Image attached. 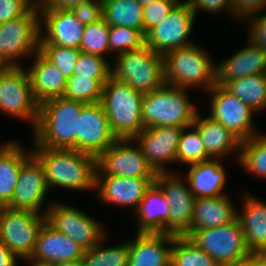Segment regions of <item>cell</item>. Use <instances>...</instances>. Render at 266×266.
Wrapping results in <instances>:
<instances>
[{"mask_svg": "<svg viewBox=\"0 0 266 266\" xmlns=\"http://www.w3.org/2000/svg\"><path fill=\"white\" fill-rule=\"evenodd\" d=\"M32 154L44 168L48 188L61 186L73 190L95 187L96 157L72 149L34 147Z\"/></svg>", "mask_w": 266, "mask_h": 266, "instance_id": "6da1fadb", "label": "cell"}, {"mask_svg": "<svg viewBox=\"0 0 266 266\" xmlns=\"http://www.w3.org/2000/svg\"><path fill=\"white\" fill-rule=\"evenodd\" d=\"M85 105L64 97L52 98L39 104L34 147L76 150L78 118Z\"/></svg>", "mask_w": 266, "mask_h": 266, "instance_id": "7a4b0ae2", "label": "cell"}, {"mask_svg": "<svg viewBox=\"0 0 266 266\" xmlns=\"http://www.w3.org/2000/svg\"><path fill=\"white\" fill-rule=\"evenodd\" d=\"M144 94L125 81L110 76L103 87L101 103L110 128L117 139H134L143 130L142 100Z\"/></svg>", "mask_w": 266, "mask_h": 266, "instance_id": "3957f363", "label": "cell"}, {"mask_svg": "<svg viewBox=\"0 0 266 266\" xmlns=\"http://www.w3.org/2000/svg\"><path fill=\"white\" fill-rule=\"evenodd\" d=\"M197 114L186 95L185 88L164 84L145 93L142 100V122L148 127H188Z\"/></svg>", "mask_w": 266, "mask_h": 266, "instance_id": "277c9868", "label": "cell"}, {"mask_svg": "<svg viewBox=\"0 0 266 266\" xmlns=\"http://www.w3.org/2000/svg\"><path fill=\"white\" fill-rule=\"evenodd\" d=\"M163 61L166 84L180 88L198 85L208 91L216 84V65L195 44L165 53Z\"/></svg>", "mask_w": 266, "mask_h": 266, "instance_id": "5b68a950", "label": "cell"}, {"mask_svg": "<svg viewBox=\"0 0 266 266\" xmlns=\"http://www.w3.org/2000/svg\"><path fill=\"white\" fill-rule=\"evenodd\" d=\"M114 65L112 75L143 94L165 84L163 55L146 44L117 55Z\"/></svg>", "mask_w": 266, "mask_h": 266, "instance_id": "8992f818", "label": "cell"}, {"mask_svg": "<svg viewBox=\"0 0 266 266\" xmlns=\"http://www.w3.org/2000/svg\"><path fill=\"white\" fill-rule=\"evenodd\" d=\"M39 9L36 2L20 17L0 23V60L6 67L20 66L19 58L39 51Z\"/></svg>", "mask_w": 266, "mask_h": 266, "instance_id": "52a82bcc", "label": "cell"}, {"mask_svg": "<svg viewBox=\"0 0 266 266\" xmlns=\"http://www.w3.org/2000/svg\"><path fill=\"white\" fill-rule=\"evenodd\" d=\"M188 238L219 266H237L252 254L238 218L226 225L194 230Z\"/></svg>", "mask_w": 266, "mask_h": 266, "instance_id": "ba28073f", "label": "cell"}, {"mask_svg": "<svg viewBox=\"0 0 266 266\" xmlns=\"http://www.w3.org/2000/svg\"><path fill=\"white\" fill-rule=\"evenodd\" d=\"M45 221L46 212L40 215L28 210L0 207V242L17 258L29 260Z\"/></svg>", "mask_w": 266, "mask_h": 266, "instance_id": "9c48e42d", "label": "cell"}, {"mask_svg": "<svg viewBox=\"0 0 266 266\" xmlns=\"http://www.w3.org/2000/svg\"><path fill=\"white\" fill-rule=\"evenodd\" d=\"M0 109L20 119H31L34 128L37 124L39 103L29 73L21 66H9L0 73Z\"/></svg>", "mask_w": 266, "mask_h": 266, "instance_id": "30bf717a", "label": "cell"}, {"mask_svg": "<svg viewBox=\"0 0 266 266\" xmlns=\"http://www.w3.org/2000/svg\"><path fill=\"white\" fill-rule=\"evenodd\" d=\"M195 18L187 0L178 2L161 23L145 34V44L162 55L192 45L188 38Z\"/></svg>", "mask_w": 266, "mask_h": 266, "instance_id": "8fae6325", "label": "cell"}, {"mask_svg": "<svg viewBox=\"0 0 266 266\" xmlns=\"http://www.w3.org/2000/svg\"><path fill=\"white\" fill-rule=\"evenodd\" d=\"M133 139H117L96 158V176L126 178H155L156 173L147 164L142 150L130 146ZM102 173V174H101Z\"/></svg>", "mask_w": 266, "mask_h": 266, "instance_id": "7c38bea8", "label": "cell"}, {"mask_svg": "<svg viewBox=\"0 0 266 266\" xmlns=\"http://www.w3.org/2000/svg\"><path fill=\"white\" fill-rule=\"evenodd\" d=\"M46 221L86 251L106 236V232L94 219L69 205L53 204L46 211Z\"/></svg>", "mask_w": 266, "mask_h": 266, "instance_id": "4fadbf2b", "label": "cell"}, {"mask_svg": "<svg viewBox=\"0 0 266 266\" xmlns=\"http://www.w3.org/2000/svg\"><path fill=\"white\" fill-rule=\"evenodd\" d=\"M212 92L211 114L213 120L222 124L241 142L259 134L255 133L252 120L254 111L223 85L215 84Z\"/></svg>", "mask_w": 266, "mask_h": 266, "instance_id": "5bb4252c", "label": "cell"}, {"mask_svg": "<svg viewBox=\"0 0 266 266\" xmlns=\"http://www.w3.org/2000/svg\"><path fill=\"white\" fill-rule=\"evenodd\" d=\"M116 140L102 103L86 104L78 118L76 151L97 158Z\"/></svg>", "mask_w": 266, "mask_h": 266, "instance_id": "9a60e30c", "label": "cell"}, {"mask_svg": "<svg viewBox=\"0 0 266 266\" xmlns=\"http://www.w3.org/2000/svg\"><path fill=\"white\" fill-rule=\"evenodd\" d=\"M170 172L156 173L155 183L163 191L169 205L168 233L184 235L191 227L195 197L188 186Z\"/></svg>", "mask_w": 266, "mask_h": 266, "instance_id": "2e32d148", "label": "cell"}, {"mask_svg": "<svg viewBox=\"0 0 266 266\" xmlns=\"http://www.w3.org/2000/svg\"><path fill=\"white\" fill-rule=\"evenodd\" d=\"M182 130L177 126L148 127L133 139L155 173L167 172L164 164L176 162Z\"/></svg>", "mask_w": 266, "mask_h": 266, "instance_id": "e0dca14e", "label": "cell"}, {"mask_svg": "<svg viewBox=\"0 0 266 266\" xmlns=\"http://www.w3.org/2000/svg\"><path fill=\"white\" fill-rule=\"evenodd\" d=\"M48 189L44 168L32 155L22 165L11 202L6 207L39 213Z\"/></svg>", "mask_w": 266, "mask_h": 266, "instance_id": "ac0fdd59", "label": "cell"}, {"mask_svg": "<svg viewBox=\"0 0 266 266\" xmlns=\"http://www.w3.org/2000/svg\"><path fill=\"white\" fill-rule=\"evenodd\" d=\"M85 251L79 244L45 221L39 231L36 246L29 261L48 266L58 262L80 261Z\"/></svg>", "mask_w": 266, "mask_h": 266, "instance_id": "d6986e66", "label": "cell"}, {"mask_svg": "<svg viewBox=\"0 0 266 266\" xmlns=\"http://www.w3.org/2000/svg\"><path fill=\"white\" fill-rule=\"evenodd\" d=\"M40 13L43 17L40 19V29L44 23L47 33L43 37V32H40L39 44L80 49L85 25L70 10L40 8Z\"/></svg>", "mask_w": 266, "mask_h": 266, "instance_id": "ffe728a7", "label": "cell"}, {"mask_svg": "<svg viewBox=\"0 0 266 266\" xmlns=\"http://www.w3.org/2000/svg\"><path fill=\"white\" fill-rule=\"evenodd\" d=\"M155 178H126L121 176H96L95 187L99 190L100 200L118 205L138 208L145 191L154 183ZM99 188V189H98Z\"/></svg>", "mask_w": 266, "mask_h": 266, "instance_id": "44dd1931", "label": "cell"}, {"mask_svg": "<svg viewBox=\"0 0 266 266\" xmlns=\"http://www.w3.org/2000/svg\"><path fill=\"white\" fill-rule=\"evenodd\" d=\"M174 235L170 233H137L134 242H129L128 266H170Z\"/></svg>", "mask_w": 266, "mask_h": 266, "instance_id": "7402d4cb", "label": "cell"}, {"mask_svg": "<svg viewBox=\"0 0 266 266\" xmlns=\"http://www.w3.org/2000/svg\"><path fill=\"white\" fill-rule=\"evenodd\" d=\"M248 43L243 50L216 65V84L224 86L232 79L266 74V51Z\"/></svg>", "mask_w": 266, "mask_h": 266, "instance_id": "603a6c76", "label": "cell"}, {"mask_svg": "<svg viewBox=\"0 0 266 266\" xmlns=\"http://www.w3.org/2000/svg\"><path fill=\"white\" fill-rule=\"evenodd\" d=\"M35 54L34 64L28 70V73L36 101L41 104L52 98L63 97L67 79L63 73L39 51Z\"/></svg>", "mask_w": 266, "mask_h": 266, "instance_id": "cb8c5ba5", "label": "cell"}, {"mask_svg": "<svg viewBox=\"0 0 266 266\" xmlns=\"http://www.w3.org/2000/svg\"><path fill=\"white\" fill-rule=\"evenodd\" d=\"M135 214L139 220L137 233H168L169 205L155 182L145 191Z\"/></svg>", "mask_w": 266, "mask_h": 266, "instance_id": "d4e9b609", "label": "cell"}, {"mask_svg": "<svg viewBox=\"0 0 266 266\" xmlns=\"http://www.w3.org/2000/svg\"><path fill=\"white\" fill-rule=\"evenodd\" d=\"M231 201L225 195L209 198H195L191 227L184 234L189 236L194 230L226 225L237 218Z\"/></svg>", "mask_w": 266, "mask_h": 266, "instance_id": "484cf974", "label": "cell"}, {"mask_svg": "<svg viewBox=\"0 0 266 266\" xmlns=\"http://www.w3.org/2000/svg\"><path fill=\"white\" fill-rule=\"evenodd\" d=\"M187 182L195 198L222 196L226 174L218 159H209L188 165Z\"/></svg>", "mask_w": 266, "mask_h": 266, "instance_id": "4316f807", "label": "cell"}, {"mask_svg": "<svg viewBox=\"0 0 266 266\" xmlns=\"http://www.w3.org/2000/svg\"><path fill=\"white\" fill-rule=\"evenodd\" d=\"M245 200L243 213L237 214V218L246 245L252 253H266V204L251 195Z\"/></svg>", "mask_w": 266, "mask_h": 266, "instance_id": "83f0119b", "label": "cell"}, {"mask_svg": "<svg viewBox=\"0 0 266 266\" xmlns=\"http://www.w3.org/2000/svg\"><path fill=\"white\" fill-rule=\"evenodd\" d=\"M192 125L198 129L206 152L211 158L218 159L232 151L239 153L241 141L210 116L202 119L197 112Z\"/></svg>", "mask_w": 266, "mask_h": 266, "instance_id": "f1b7e54d", "label": "cell"}, {"mask_svg": "<svg viewBox=\"0 0 266 266\" xmlns=\"http://www.w3.org/2000/svg\"><path fill=\"white\" fill-rule=\"evenodd\" d=\"M32 155V152L26 155L17 143L12 142L0 151V207L11 202L21 167Z\"/></svg>", "mask_w": 266, "mask_h": 266, "instance_id": "f546056e", "label": "cell"}, {"mask_svg": "<svg viewBox=\"0 0 266 266\" xmlns=\"http://www.w3.org/2000/svg\"><path fill=\"white\" fill-rule=\"evenodd\" d=\"M102 18L110 26H126L143 32V6L136 0H102Z\"/></svg>", "mask_w": 266, "mask_h": 266, "instance_id": "4dcf8cb0", "label": "cell"}, {"mask_svg": "<svg viewBox=\"0 0 266 266\" xmlns=\"http://www.w3.org/2000/svg\"><path fill=\"white\" fill-rule=\"evenodd\" d=\"M224 87L255 112L266 107V74L232 79Z\"/></svg>", "mask_w": 266, "mask_h": 266, "instance_id": "1f68e13d", "label": "cell"}, {"mask_svg": "<svg viewBox=\"0 0 266 266\" xmlns=\"http://www.w3.org/2000/svg\"><path fill=\"white\" fill-rule=\"evenodd\" d=\"M170 266H219L204 250L187 236L174 235Z\"/></svg>", "mask_w": 266, "mask_h": 266, "instance_id": "d6a6232c", "label": "cell"}, {"mask_svg": "<svg viewBox=\"0 0 266 266\" xmlns=\"http://www.w3.org/2000/svg\"><path fill=\"white\" fill-rule=\"evenodd\" d=\"M108 79L79 77L72 75L67 78L64 98L80 101L85 104L101 102L103 87Z\"/></svg>", "mask_w": 266, "mask_h": 266, "instance_id": "836d02e7", "label": "cell"}, {"mask_svg": "<svg viewBox=\"0 0 266 266\" xmlns=\"http://www.w3.org/2000/svg\"><path fill=\"white\" fill-rule=\"evenodd\" d=\"M238 157L242 167L266 178V135L259 134L242 141Z\"/></svg>", "mask_w": 266, "mask_h": 266, "instance_id": "e575fe53", "label": "cell"}, {"mask_svg": "<svg viewBox=\"0 0 266 266\" xmlns=\"http://www.w3.org/2000/svg\"><path fill=\"white\" fill-rule=\"evenodd\" d=\"M101 242L102 240L90 250L85 251L80 260L82 266H128L129 242L105 249L101 247Z\"/></svg>", "mask_w": 266, "mask_h": 266, "instance_id": "d590c367", "label": "cell"}, {"mask_svg": "<svg viewBox=\"0 0 266 266\" xmlns=\"http://www.w3.org/2000/svg\"><path fill=\"white\" fill-rule=\"evenodd\" d=\"M193 128L189 133L186 129ZM212 159L206 152L204 143L201 140L198 129L194 126L183 127L177 147L176 162L188 165Z\"/></svg>", "mask_w": 266, "mask_h": 266, "instance_id": "8d00e7d4", "label": "cell"}, {"mask_svg": "<svg viewBox=\"0 0 266 266\" xmlns=\"http://www.w3.org/2000/svg\"><path fill=\"white\" fill-rule=\"evenodd\" d=\"M109 29L110 25L103 18L85 25L80 50L104 57V54L110 52Z\"/></svg>", "mask_w": 266, "mask_h": 266, "instance_id": "74e56055", "label": "cell"}, {"mask_svg": "<svg viewBox=\"0 0 266 266\" xmlns=\"http://www.w3.org/2000/svg\"><path fill=\"white\" fill-rule=\"evenodd\" d=\"M39 52L53 63L67 79L73 75L76 62L82 51L78 48L39 44Z\"/></svg>", "mask_w": 266, "mask_h": 266, "instance_id": "f35d334b", "label": "cell"}, {"mask_svg": "<svg viewBox=\"0 0 266 266\" xmlns=\"http://www.w3.org/2000/svg\"><path fill=\"white\" fill-rule=\"evenodd\" d=\"M110 51L119 54L141 48L145 45V34L137 29L126 26H110L109 29Z\"/></svg>", "mask_w": 266, "mask_h": 266, "instance_id": "ab89813d", "label": "cell"}, {"mask_svg": "<svg viewBox=\"0 0 266 266\" xmlns=\"http://www.w3.org/2000/svg\"><path fill=\"white\" fill-rule=\"evenodd\" d=\"M73 75L95 79H109L112 75V68L105 57L81 52Z\"/></svg>", "mask_w": 266, "mask_h": 266, "instance_id": "60d3db41", "label": "cell"}, {"mask_svg": "<svg viewBox=\"0 0 266 266\" xmlns=\"http://www.w3.org/2000/svg\"><path fill=\"white\" fill-rule=\"evenodd\" d=\"M178 2L177 0H157L143 6V33L146 34L161 23Z\"/></svg>", "mask_w": 266, "mask_h": 266, "instance_id": "b9f144b4", "label": "cell"}, {"mask_svg": "<svg viewBox=\"0 0 266 266\" xmlns=\"http://www.w3.org/2000/svg\"><path fill=\"white\" fill-rule=\"evenodd\" d=\"M83 24L95 23L102 18V0H87L70 10Z\"/></svg>", "mask_w": 266, "mask_h": 266, "instance_id": "7bdbcfd3", "label": "cell"}, {"mask_svg": "<svg viewBox=\"0 0 266 266\" xmlns=\"http://www.w3.org/2000/svg\"><path fill=\"white\" fill-rule=\"evenodd\" d=\"M39 0H0V23L20 17Z\"/></svg>", "mask_w": 266, "mask_h": 266, "instance_id": "ee69618b", "label": "cell"}, {"mask_svg": "<svg viewBox=\"0 0 266 266\" xmlns=\"http://www.w3.org/2000/svg\"><path fill=\"white\" fill-rule=\"evenodd\" d=\"M249 26V42L266 51V14L253 17Z\"/></svg>", "mask_w": 266, "mask_h": 266, "instance_id": "f6af8a7d", "label": "cell"}, {"mask_svg": "<svg viewBox=\"0 0 266 266\" xmlns=\"http://www.w3.org/2000/svg\"><path fill=\"white\" fill-rule=\"evenodd\" d=\"M231 13H235L242 19L245 16H252L256 11L263 10L266 7V0H230Z\"/></svg>", "mask_w": 266, "mask_h": 266, "instance_id": "bcb514c9", "label": "cell"}, {"mask_svg": "<svg viewBox=\"0 0 266 266\" xmlns=\"http://www.w3.org/2000/svg\"><path fill=\"white\" fill-rule=\"evenodd\" d=\"M193 12L196 13L200 10H205L212 13H220L224 8L231 12L230 0H187Z\"/></svg>", "mask_w": 266, "mask_h": 266, "instance_id": "7dc6e473", "label": "cell"}, {"mask_svg": "<svg viewBox=\"0 0 266 266\" xmlns=\"http://www.w3.org/2000/svg\"><path fill=\"white\" fill-rule=\"evenodd\" d=\"M87 0H40L39 8H57L71 10L74 6L79 5Z\"/></svg>", "mask_w": 266, "mask_h": 266, "instance_id": "c3c4849f", "label": "cell"}, {"mask_svg": "<svg viewBox=\"0 0 266 266\" xmlns=\"http://www.w3.org/2000/svg\"><path fill=\"white\" fill-rule=\"evenodd\" d=\"M17 257L0 242V266H17Z\"/></svg>", "mask_w": 266, "mask_h": 266, "instance_id": "681fc988", "label": "cell"}, {"mask_svg": "<svg viewBox=\"0 0 266 266\" xmlns=\"http://www.w3.org/2000/svg\"><path fill=\"white\" fill-rule=\"evenodd\" d=\"M237 266H266V253H252Z\"/></svg>", "mask_w": 266, "mask_h": 266, "instance_id": "f907efd6", "label": "cell"}, {"mask_svg": "<svg viewBox=\"0 0 266 266\" xmlns=\"http://www.w3.org/2000/svg\"><path fill=\"white\" fill-rule=\"evenodd\" d=\"M50 266H82V265L81 261H66V262L54 263Z\"/></svg>", "mask_w": 266, "mask_h": 266, "instance_id": "816d5d0a", "label": "cell"}, {"mask_svg": "<svg viewBox=\"0 0 266 266\" xmlns=\"http://www.w3.org/2000/svg\"><path fill=\"white\" fill-rule=\"evenodd\" d=\"M136 1L138 3H140L142 6H145V5L151 4L152 2L157 1V0H136Z\"/></svg>", "mask_w": 266, "mask_h": 266, "instance_id": "f5cc1de1", "label": "cell"}, {"mask_svg": "<svg viewBox=\"0 0 266 266\" xmlns=\"http://www.w3.org/2000/svg\"><path fill=\"white\" fill-rule=\"evenodd\" d=\"M6 68L4 63L0 60V73Z\"/></svg>", "mask_w": 266, "mask_h": 266, "instance_id": "db71d44e", "label": "cell"}, {"mask_svg": "<svg viewBox=\"0 0 266 266\" xmlns=\"http://www.w3.org/2000/svg\"><path fill=\"white\" fill-rule=\"evenodd\" d=\"M32 266H48V265H38V264L32 263Z\"/></svg>", "mask_w": 266, "mask_h": 266, "instance_id": "11a10c76", "label": "cell"}, {"mask_svg": "<svg viewBox=\"0 0 266 266\" xmlns=\"http://www.w3.org/2000/svg\"><path fill=\"white\" fill-rule=\"evenodd\" d=\"M7 144H5L4 146H0V151L6 146Z\"/></svg>", "mask_w": 266, "mask_h": 266, "instance_id": "9f6ffc18", "label": "cell"}]
</instances>
